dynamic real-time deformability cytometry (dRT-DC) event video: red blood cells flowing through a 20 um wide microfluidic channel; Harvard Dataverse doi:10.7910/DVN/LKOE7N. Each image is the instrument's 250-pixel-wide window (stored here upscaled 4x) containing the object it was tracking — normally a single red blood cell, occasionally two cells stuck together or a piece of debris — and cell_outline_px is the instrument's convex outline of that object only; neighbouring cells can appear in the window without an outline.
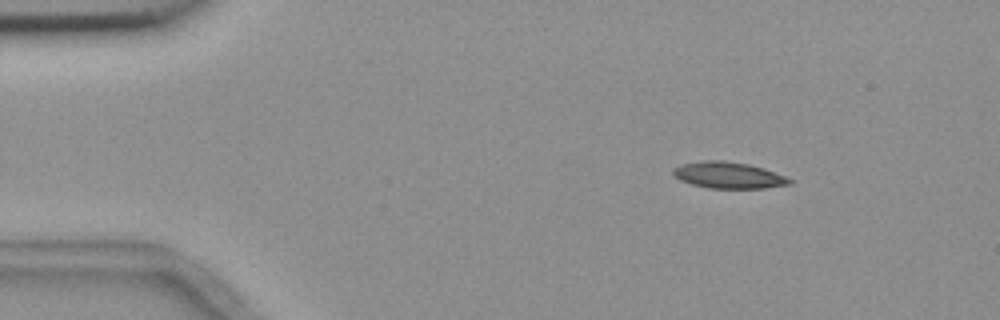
{"species": "common noctule bat (a hibernating species)", "species_latin": "Nyctalus noctula", "temperature_condition": "room temperature", "stored_images_in_passage": 6, "camera_frame_rate_fps": 3000, "um_per_image_px": 0.085, "animal": {"sex": "female", "body_mass_g": 18.4}, "frame": {"image": 1, "passage_image": 1, "time_ms": 0.0, "image_size_px": [1000, 320], "cell_outline_px": [[792, 184], [764, 188], [708, 188], [692, 184], [680, 180], [672, 172], [672, 168], [680, 164], [708, 160], [724, 160], [748, 164], [764, 168], [784, 176], [792, 180]], "centroid_in_image_um": [61.91, 14.89], "position_along_channel_um": 23.1, "area_um2": 17.86}}
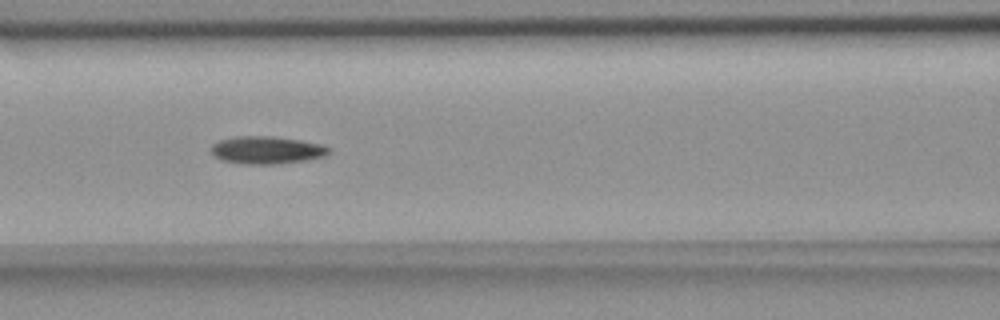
{"frame": {"image": 2, "passage_image": 5, "time_ms": 5.333, "image_size_px": [1000, 320], "cell_outline_px": [[332, 148], [324, 156], [308, 160], [276, 164], [248, 164], [224, 160], [216, 156], [212, 152], [212, 144], [220, 140], [236, 136], [272, 136], [300, 140], [320, 144]], "centroid_in_image_um": [22.71, 12.75], "position_along_channel_um": 143.9, "area_um2": 18.73}}
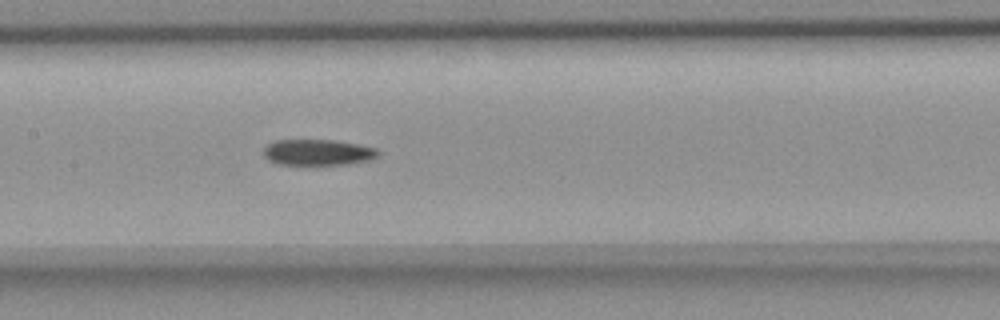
{"frame": {"image": 3, "passage_image": 6, "time_ms": 6.333, "image_size_px": [1000, 320], "cell_outline_px": [[380, 152], [372, 160], [348, 164], [280, 164], [268, 160], [264, 156], [264, 148], [268, 144], [276, 140], [332, 140], [356, 144], [376, 148]], "centroid_in_image_um": [27.02, 12.95], "position_along_channel_um": 180.4, "area_um2": 17.17}}